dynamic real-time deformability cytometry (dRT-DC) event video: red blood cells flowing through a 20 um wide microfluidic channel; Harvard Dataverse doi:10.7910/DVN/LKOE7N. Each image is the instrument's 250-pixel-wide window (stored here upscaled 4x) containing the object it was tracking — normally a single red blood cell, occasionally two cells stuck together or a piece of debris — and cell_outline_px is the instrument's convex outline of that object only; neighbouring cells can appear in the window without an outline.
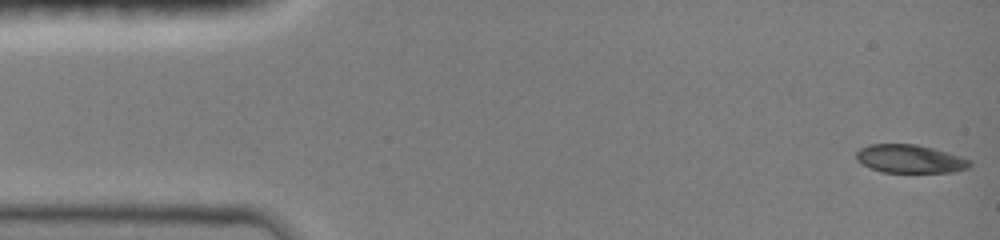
{"species": "common noctule bat (a hibernating species)", "species_latin": "Nyctalus noctula", "temperature_condition": "room temperature", "stored_images_in_passage": 47, "camera_frame_rate_fps": 3000, "um_per_image_px": 0.085, "animal": {"sex": "female", "body_mass_g": 19.0, "forearm_length_mm": 51.5}, "frame": {"image": 1, "passage_image": 1, "time_ms": 0.0, "image_size_px": [1000, 240], "cell_outline_px": [[972, 164], [968, 168], [952, 172], [880, 172], [864, 164], [856, 156], [856, 152], [860, 148], [868, 144], [916, 144], [932, 148], [960, 156], [972, 160]], "centroid_in_image_um": [77.37, 13.5], "position_along_channel_um": 7.6, "area_um2": 18.55}}
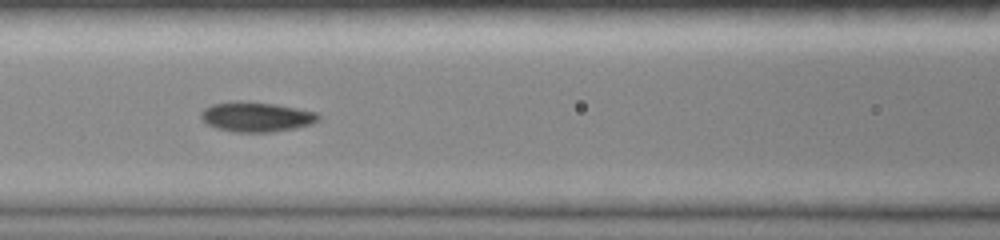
{"frame": {"image": 2, "passage_image": 20, "time_ms": 6.333, "image_size_px": [1000, 240], "cell_outline_px": [[320, 120], [312, 124], [296, 128], [272, 132], [236, 132], [216, 128], [208, 124], [200, 116], [200, 112], [204, 108], [212, 104], [236, 100], [240, 100], [276, 104], [320, 112]], "centroid_in_image_um": [21.83, 9.92], "position_along_channel_um": 144.8, "area_um2": 20.75}}
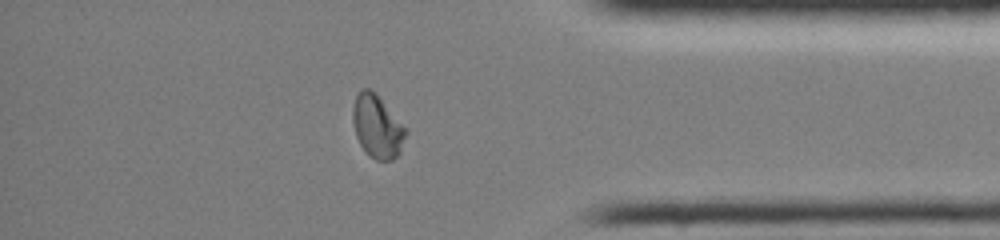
{"frame": {"image": 3, "passage_image": 40, "time_ms": 13.0, "image_size_px": [1000, 240], "cell_outline_px": [[408, 132], [400, 152], [392, 160], [376, 160], [368, 156], [360, 144], [356, 136], [352, 120], [352, 108], [356, 96], [360, 88], [368, 88], [376, 92], [408, 128]], "centroid_in_image_um": [32.08, 10.73], "position_along_channel_um": 403.1, "area_um2": 19.94}, "authors_computed_cell_mechanics": {"area_um2": 19.5364, "velocity_mm_per_s": 4.0263, "shape_relaxation_time_tau1_ms": 7.1381, "shape_relaxation_time_tau2_ms": 1.5346, "deformation_change_tau1": 0.2229, "deformation_change_tau2": 0.0442}}